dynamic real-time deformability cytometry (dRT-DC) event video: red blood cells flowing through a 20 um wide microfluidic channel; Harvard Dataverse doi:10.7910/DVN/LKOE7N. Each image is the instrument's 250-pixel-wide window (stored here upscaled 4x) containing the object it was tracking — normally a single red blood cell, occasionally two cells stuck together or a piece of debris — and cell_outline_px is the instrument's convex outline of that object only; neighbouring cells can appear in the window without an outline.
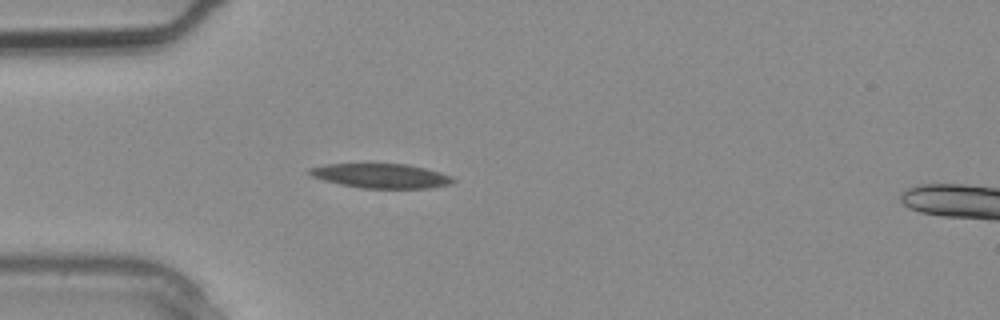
{"species": "common noctule bat (a hibernating species)", "species_latin": "Nyctalus noctula", "temperature_condition": "warm", "stored_images_in_passage": 4, "camera_frame_rate_fps": 3000, "um_per_image_px": 0.085, "animal": {"sex": "male", "body_mass_g": 20.4}, "frame": {"image": 1, "passage_image": 3, "time_ms": 0.667, "image_size_px": [1000, 320], "cell_outline_px": [[456, 180], [452, 184], [428, 188], [360, 188], [340, 184], [324, 180], [312, 176], [308, 172], [308, 168], [328, 164], [408, 164], [440, 172], [452, 176]], "centroid_in_image_um": [32.42, 14.95], "position_along_channel_um": 52.6, "area_um2": 20.4}}